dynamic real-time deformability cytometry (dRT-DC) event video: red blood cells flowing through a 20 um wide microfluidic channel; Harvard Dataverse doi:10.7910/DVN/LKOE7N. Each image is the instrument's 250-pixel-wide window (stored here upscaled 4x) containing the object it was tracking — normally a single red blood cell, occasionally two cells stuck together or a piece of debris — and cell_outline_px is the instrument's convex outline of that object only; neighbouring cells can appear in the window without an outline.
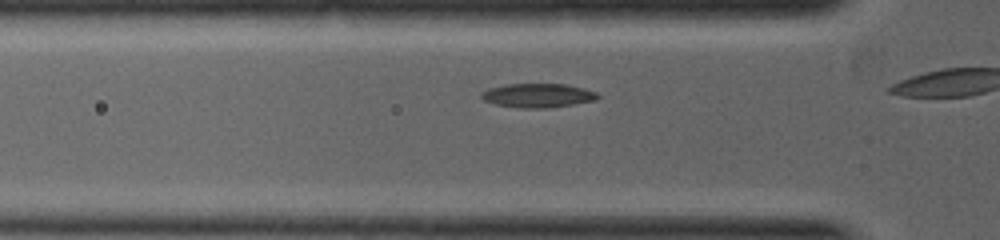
{"species": "common noctule bat (a hibernating species)", "species_latin": "Nyctalus noctula", "temperature_condition": "warm", "stored_images_in_passage": 6, "camera_frame_rate_fps": 5000, "um_per_image_px": 0.085, "animal": {"sex": "female", "body_mass_g": 19.0, "forearm_length_mm": 53.3}, "frame": {"image": 1, "passage_image": 3, "time_ms": 0.6, "image_size_px": [1000, 240], "cell_outline_px": [[600, 96], [596, 100], [548, 108], [520, 108], [496, 104], [484, 100], [480, 96], [480, 92], [488, 88], [504, 84], [564, 84], [584, 88], [596, 92]], "centroid_in_image_um": [45.69, 8.11], "position_along_channel_um": 80.1, "area_um2": 16.3}}